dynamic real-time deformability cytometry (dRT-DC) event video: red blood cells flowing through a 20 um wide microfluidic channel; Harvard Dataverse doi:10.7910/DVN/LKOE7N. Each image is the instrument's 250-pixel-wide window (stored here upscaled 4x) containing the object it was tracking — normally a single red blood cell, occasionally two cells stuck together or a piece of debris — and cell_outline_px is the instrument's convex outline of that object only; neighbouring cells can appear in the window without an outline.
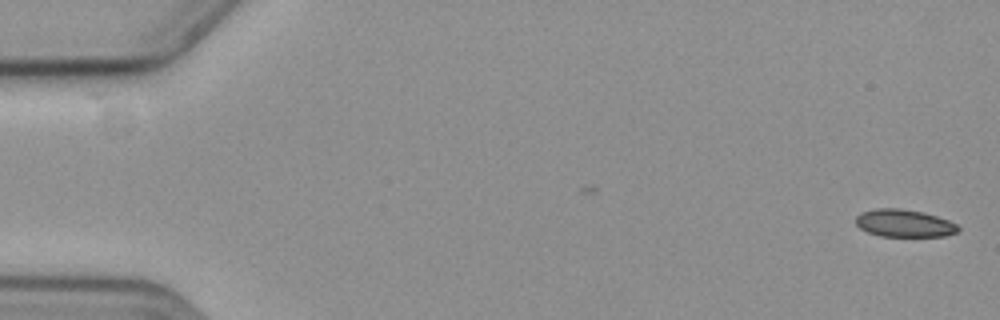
{"species": "common noctule bat (a hibernating species)", "species_latin": "Nyctalus noctula", "temperature_condition": "cold", "stored_images_in_passage": 58, "camera_frame_rate_fps": 3000, "um_per_image_px": 0.085, "animal": {"sex": "female", "body_mass_g": 19.3, "forearm_length_mm": 54.1}, "frame": {"image": 1, "passage_image": 1, "time_ms": 0.0, "image_size_px": [1000, 320], "cell_outline_px": [[960, 228], [956, 232], [944, 236], [880, 236], [868, 232], [860, 228], [856, 224], [856, 216], [860, 212], [876, 208], [900, 208], [924, 212], [948, 220], [956, 224]], "centroid_in_image_um": [76.83, 18.96], "position_along_channel_um": 8.2, "area_um2": 16.42}}
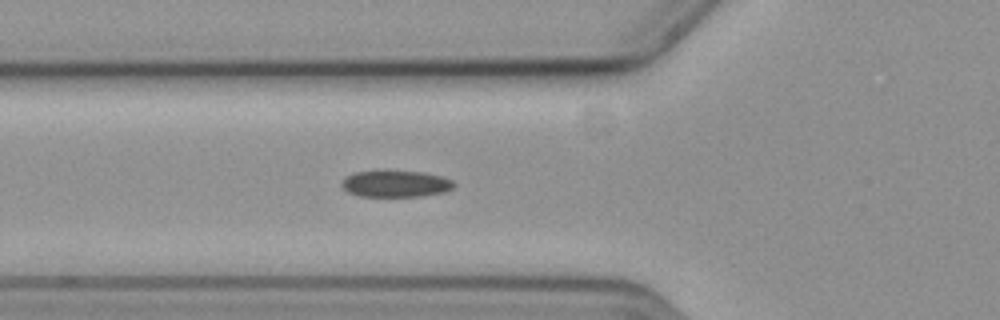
{"frame": {"image": 2, "passage_image": 21, "time_ms": 6.667, "image_size_px": [1000, 320], "cell_outline_px": [[456, 184], [452, 188], [444, 192], [424, 196], [360, 196], [348, 192], [340, 184], [348, 176], [356, 172], [420, 172], [440, 176], [452, 180]], "centroid_in_image_um": [33.66, 15.64], "position_along_channel_um": 92.1, "area_um2": 16.88}}
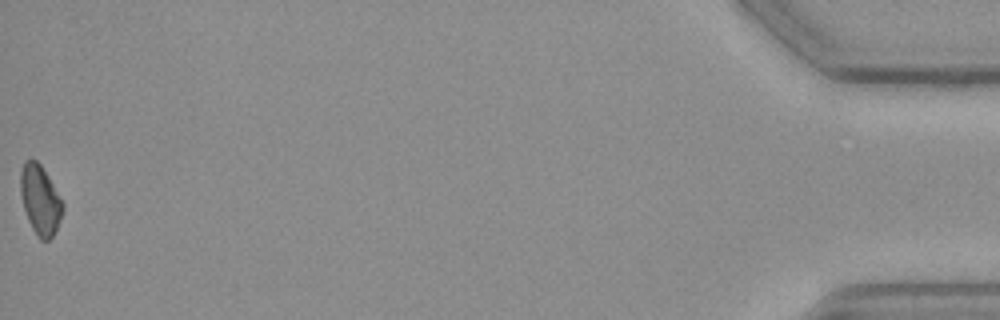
{"frame": {"image": 3, "passage_image": 58, "time_ms": 19.0, "image_size_px": [1000, 320], "cell_outline_px": [[64, 208], [56, 228], [52, 236], [48, 240], [40, 240], [36, 236], [28, 220], [24, 208], [20, 192], [20, 172], [24, 160], [36, 160], [40, 164], [48, 176], [64, 204]], "centroid_in_image_um": [3.4, 16.98], "position_along_channel_um": 431.8, "area_um2": 16.94}, "authors_computed_cell_mechanics": {"area_um2": 17.5423, "velocity_mm_per_s": 3.6105, "shape_relaxation_time_tau1_ms": 7.6421, "shape_relaxation_time_tau2_ms": null, "deformation_change_tau1": 0.138, "deformation_change_tau2": null}}